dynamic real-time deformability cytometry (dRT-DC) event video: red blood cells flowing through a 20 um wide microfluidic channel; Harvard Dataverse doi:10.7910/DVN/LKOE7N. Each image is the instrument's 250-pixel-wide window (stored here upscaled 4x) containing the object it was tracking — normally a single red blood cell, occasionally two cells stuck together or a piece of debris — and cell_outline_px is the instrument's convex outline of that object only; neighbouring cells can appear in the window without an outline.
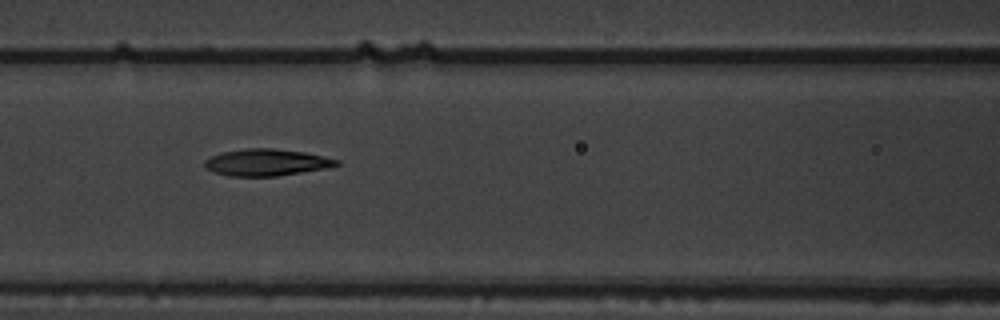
{"species": "common noctule bat (a hibernating species)", "species_latin": "Nyctalus noctula", "temperature_condition": "warm", "stored_images_in_passage": 11, "camera_frame_rate_fps": 3000, "um_per_image_px": 0.085, "animal": {"sex": "male", "body_mass_g": 19.5, "forearm_length_mm": 54.6}, "frame": {"image": 1, "passage_image": 7, "time_ms": 2.0, "image_size_px": [1000, 320], "cell_outline_px": [[340, 164], [328, 168], [276, 176], [228, 176], [216, 172], [208, 168], [204, 164], [204, 160], [220, 152], [248, 148], [272, 148], [304, 152], [324, 156], [340, 160]], "centroid_in_image_um": [22.68, 13.8], "position_along_channel_um": 143.9, "area_um2": 20.52}}
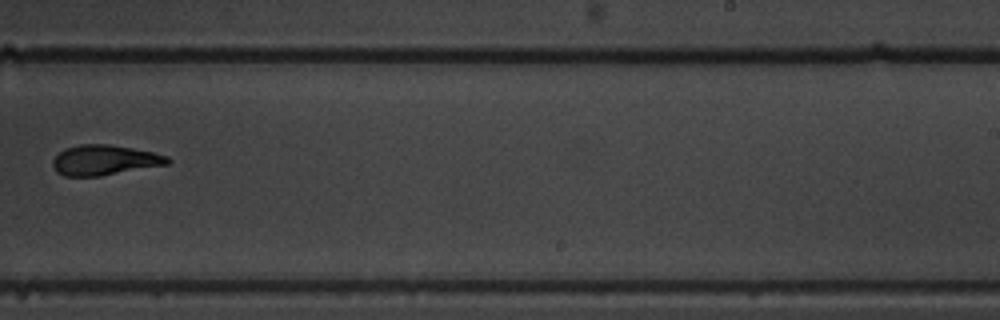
{"frame": {"image": 2, "passage_image": 10, "time_ms": 3.0, "image_size_px": [1000, 320], "cell_outline_px": [[172, 160], [168, 164], [100, 176], [64, 176], [56, 172], [52, 164], [52, 160], [64, 148], [80, 144], [108, 144], [132, 148], [152, 152], [168, 156]], "centroid_in_image_um": [8.87, 13.61], "position_along_channel_um": 280.1, "area_um2": 20.17}}
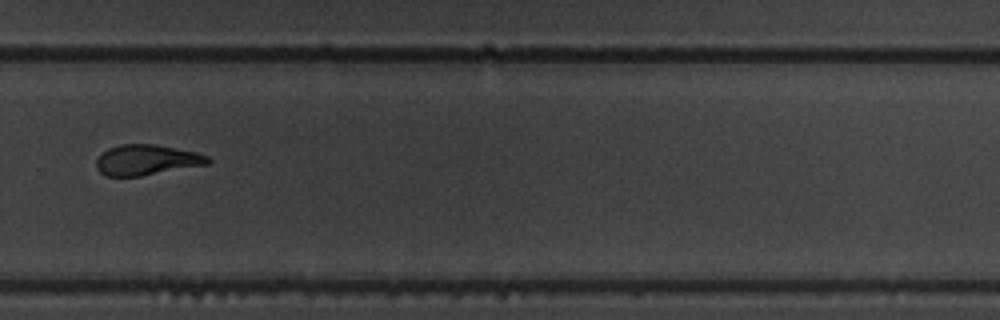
{"frame": {"image": 3, "passage_image": 11, "time_ms": 3.333, "image_size_px": [1000, 320], "cell_outline_px": [[212, 160], [208, 164], [140, 176], [104, 176], [96, 168], [96, 160], [108, 148], [120, 144], [156, 144], [196, 152], [208, 156]], "centroid_in_image_um": [12.46, 13.59], "position_along_channel_um": 317.3, "area_um2": 19.77}}